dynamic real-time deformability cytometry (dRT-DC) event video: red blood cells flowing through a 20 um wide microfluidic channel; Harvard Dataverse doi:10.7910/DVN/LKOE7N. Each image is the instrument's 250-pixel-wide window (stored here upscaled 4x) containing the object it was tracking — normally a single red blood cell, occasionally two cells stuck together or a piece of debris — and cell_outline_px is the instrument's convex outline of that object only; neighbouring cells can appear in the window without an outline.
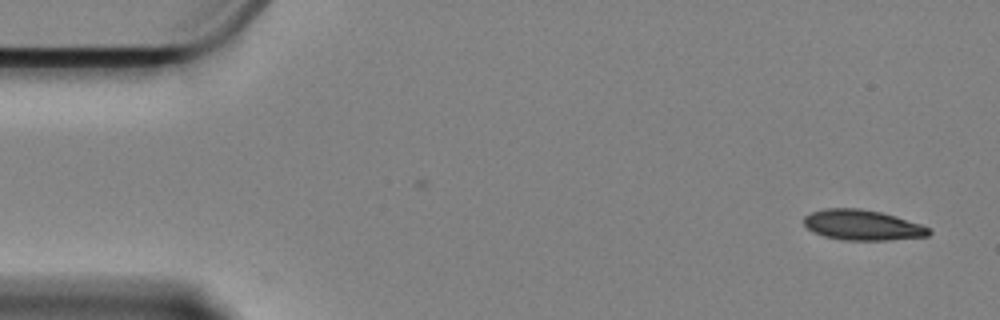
{"species": "Egyptian fruit bat (a non-hibernating species)", "species_latin": "Rousettus aegyptiacus", "temperature_condition": "cold", "stored_images_in_passage": 28, "camera_frame_rate_fps": 3000, "um_per_image_px": 0.085, "animal": {"sex": "female"}, "frame": {"image": 1, "passage_image": 1, "time_ms": 0.0, "image_size_px": [1000, 320], "cell_outline_px": [[932, 232], [928, 236], [888, 240], [840, 240], [824, 236], [812, 232], [804, 224], [804, 216], [812, 212], [824, 208], [860, 208], [880, 212], [896, 216], [920, 224], [928, 228]], "centroid_in_image_um": [73.28, 19.13], "position_along_channel_um": 11.7, "area_um2": 22.14}}
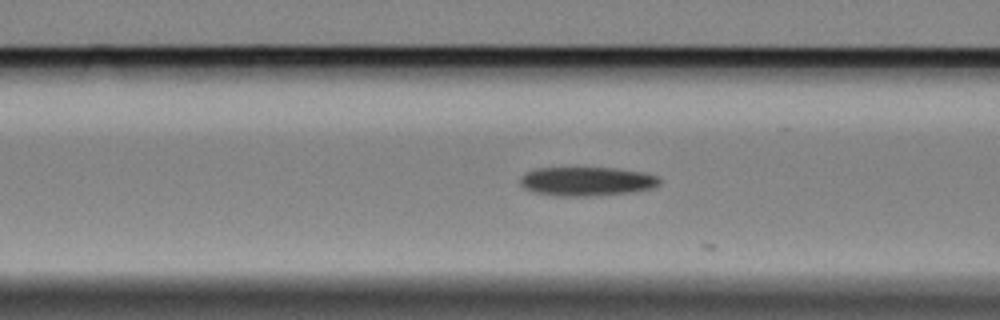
{"frame": {"image": 2, "passage_image": 20, "time_ms": 6.333, "image_size_px": [1000, 320], "cell_outline_px": [[660, 184], [652, 188], [636, 192], [592, 196], [552, 196], [532, 192], [524, 188], [520, 184], [520, 176], [524, 172], [536, 168], [616, 168], [644, 172], [656, 176], [660, 180]], "centroid_in_image_um": [49.84, 15.42], "position_along_channel_um": 116.8, "area_um2": 23.93}}
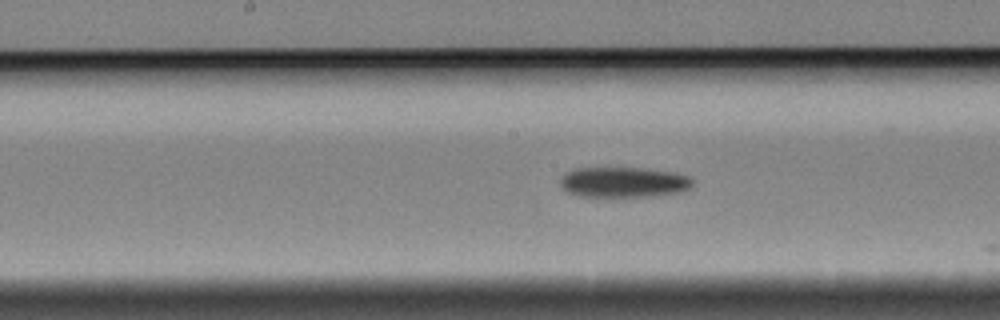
{"frame": {"image": 3, "passage_image": 27, "time_ms": 8.667, "image_size_px": [1000, 320], "cell_outline_px": [[692, 188], [684, 192], [652, 196], [576, 196], [564, 192], [560, 184], [560, 180], [568, 172], [576, 168], [640, 168], [672, 172], [688, 176], [692, 180]], "centroid_in_image_um": [53.01, 15.5], "position_along_channel_um": 195.2, "area_um2": 23.47}}